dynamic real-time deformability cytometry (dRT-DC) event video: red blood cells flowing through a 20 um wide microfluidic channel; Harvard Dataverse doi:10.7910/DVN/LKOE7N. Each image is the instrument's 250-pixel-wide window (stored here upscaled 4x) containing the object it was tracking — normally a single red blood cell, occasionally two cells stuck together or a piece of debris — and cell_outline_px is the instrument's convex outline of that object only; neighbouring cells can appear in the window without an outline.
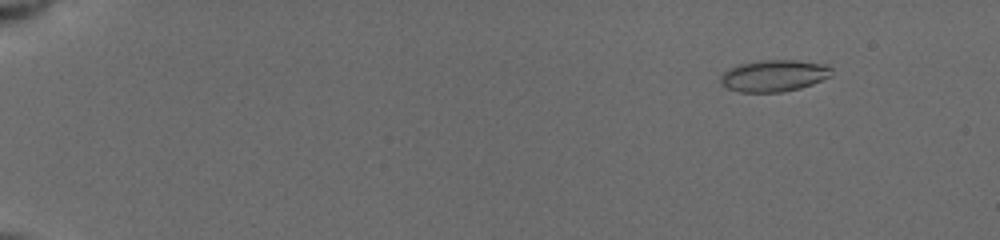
{"species": "common noctule bat (a hibernating species)", "species_latin": "Nyctalus noctula", "temperature_condition": "cold", "stored_images_in_passage": 80, "camera_frame_rate_fps": 3000, "um_per_image_px": 0.085, "animal": {"sex": "female", "body_mass_g": 19.5, "forearm_length_mm": 54.1}, "frame": {"image": 1, "passage_image": 9, "time_ms": 2.0, "image_size_px": [1000, 240], "cell_outline_px": [[832, 76], [812, 84], [800, 88], [780, 92], [740, 92], [728, 88], [720, 80], [724, 72], [740, 64], [764, 60], [792, 60], [824, 64], [832, 68]], "centroid_in_image_um": [65.84, 6.44], "position_along_channel_um": 19.2, "area_um2": 20.17}}
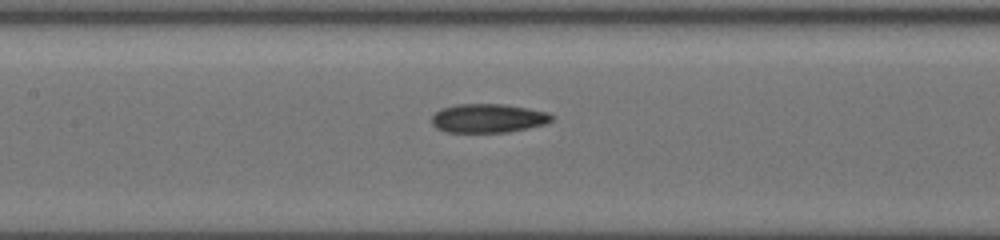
{"frame": {"image": 2, "passage_image": 41, "time_ms": 9.333, "image_size_px": [1000, 240], "cell_outline_px": [[556, 116], [552, 120], [544, 124], [528, 128], [508, 132], [448, 132], [436, 128], [432, 124], [432, 116], [440, 108], [456, 104], [504, 104], [528, 108], [548, 112]], "centroid_in_image_um": [41.5, 10.04], "position_along_channel_um": 165.9, "area_um2": 20.29}}
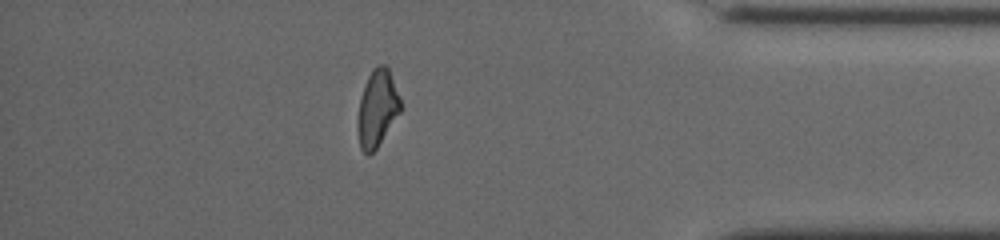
{"frame": {"image": 3, "passage_image": 71, "time_ms": 16.0, "image_size_px": [1000, 240], "cell_outline_px": [[400, 112], [376, 148], [368, 156], [360, 148], [356, 128], [356, 120], [360, 100], [368, 76], [372, 68], [380, 64], [384, 64], [388, 68], [400, 96]], "centroid_in_image_um": [32.04, 9.22], "position_along_channel_um": 403.2, "area_um2": 19.07}, "authors_computed_cell_mechanics": {"area_um2": 20.0855, "velocity_mm_per_s": 3.9437, "shape_relaxation_time_tau1_ms": 7.3105, "shape_relaxation_time_tau2_ms": 4.2369, "deformation_change_tau1": 0.1512, "deformation_change_tau2": 0.1313}}